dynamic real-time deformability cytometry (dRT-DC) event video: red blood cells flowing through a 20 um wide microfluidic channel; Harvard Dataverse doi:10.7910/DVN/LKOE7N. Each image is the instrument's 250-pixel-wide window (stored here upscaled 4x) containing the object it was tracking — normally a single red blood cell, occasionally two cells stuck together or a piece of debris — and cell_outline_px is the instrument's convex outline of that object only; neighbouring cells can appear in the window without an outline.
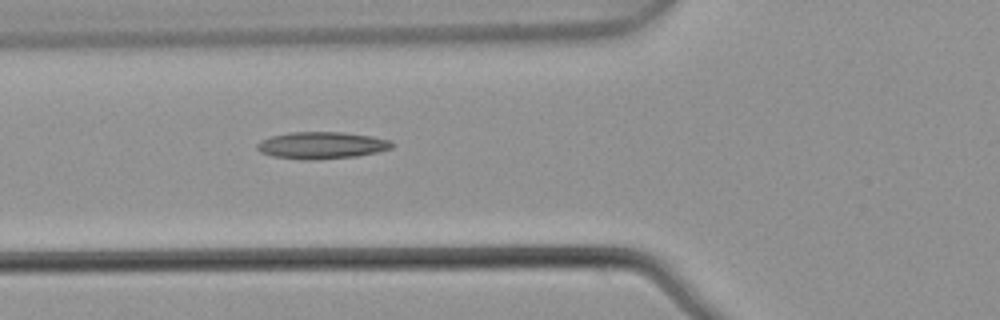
{"species": "common noctule bat (a hibernating species)", "species_latin": "Nyctalus noctula", "temperature_condition": "warm", "stored_images_in_passage": 5, "camera_frame_rate_fps": 3000, "um_per_image_px": 0.085, "animal": {"sex": "male", "body_mass_g": 21.5, "forearm_length_mm": 52.0}, "frame": {"image": 1, "passage_image": 5, "time_ms": 1.333, "image_size_px": [1000, 320], "cell_outline_px": [[392, 148], [376, 152], [356, 156], [308, 160], [304, 160], [272, 156], [260, 152], [256, 148], [256, 144], [260, 140], [272, 136], [288, 132], [344, 132], [372, 136], [392, 140]], "centroid_in_image_um": [27.31, 12.34], "position_along_channel_um": 98.5, "area_um2": 21.21}}